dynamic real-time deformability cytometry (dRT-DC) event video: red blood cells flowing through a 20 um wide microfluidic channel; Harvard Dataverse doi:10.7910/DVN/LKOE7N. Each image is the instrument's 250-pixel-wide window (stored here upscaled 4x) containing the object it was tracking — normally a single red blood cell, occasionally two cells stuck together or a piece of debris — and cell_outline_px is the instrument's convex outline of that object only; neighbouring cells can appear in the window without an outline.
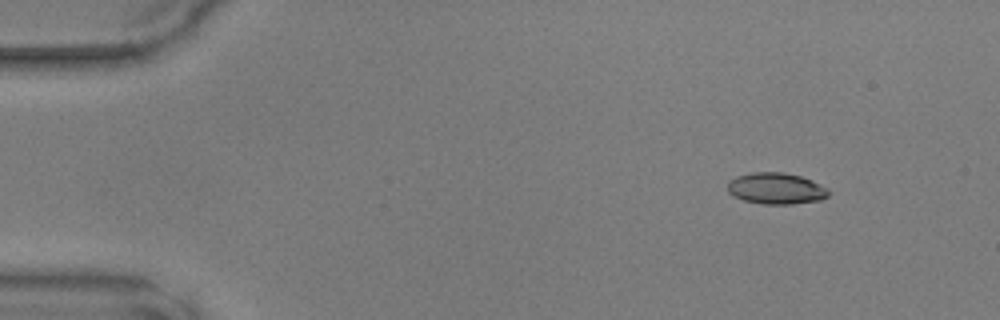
{"species": "common noctule bat (a hibernating species)", "species_latin": "Nyctalus noctula", "temperature_condition": "warm", "stored_images_in_passage": 45, "camera_frame_rate_fps": 3000, "um_per_image_px": 0.085, "animal": {"sex": "male", "body_mass_g": 17.9, "forearm_length_mm": 54.2}, "frame": {"image": 1, "passage_image": 2, "time_ms": 0.333, "image_size_px": [1000, 320], "cell_outline_px": [[828, 196], [820, 200], [792, 204], [760, 204], [744, 200], [732, 196], [728, 192], [728, 180], [736, 176], [752, 172], [784, 172], [800, 176], [812, 180], [828, 188]], "centroid_in_image_um": [65.94, 16.02], "position_along_channel_um": 19.1, "area_um2": 18.61}}
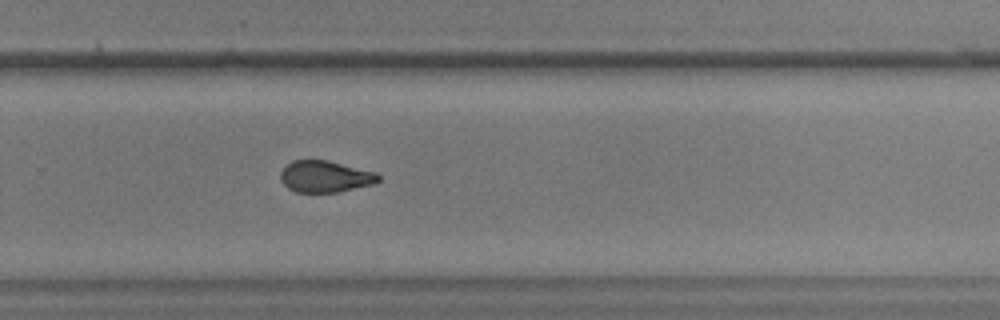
{"frame": {"image": 2, "passage_image": 29, "time_ms": 9.333, "image_size_px": [1000, 320], "cell_outline_px": [[380, 180], [372, 184], [336, 192], [296, 192], [288, 188], [280, 180], [280, 172], [292, 160], [328, 160], [376, 172], [380, 176]], "centroid_in_image_um": [27.62, 15.0], "position_along_channel_um": 302.2, "area_um2": 17.92}}
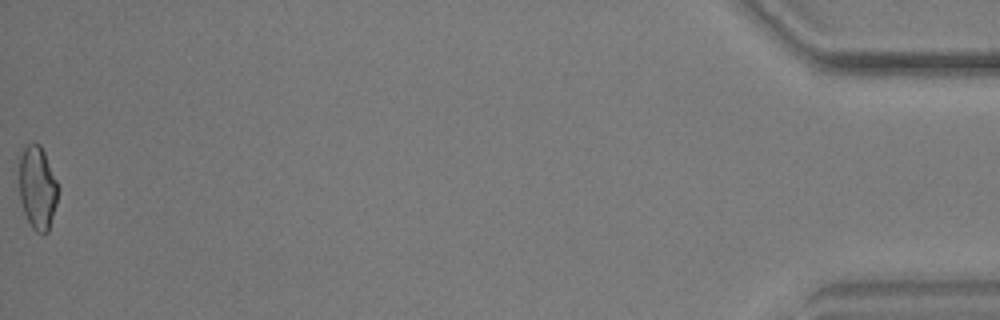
{"frame": {"image": 3, "passage_image": 45, "time_ms": 14.667, "image_size_px": [1000, 320], "cell_outline_px": [[60, 188], [56, 204], [48, 232], [44, 236], [36, 232], [32, 228], [24, 212], [20, 200], [20, 156], [24, 148], [32, 140], [40, 144], [44, 152]], "centroid_in_image_um": [3.2, 15.97], "position_along_channel_um": 432.0, "area_um2": 19.02}}